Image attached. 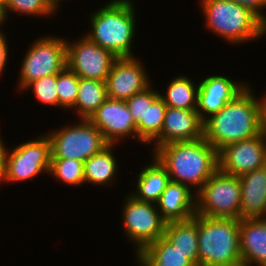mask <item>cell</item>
Segmentation results:
<instances>
[{"label":"cell","instance_id":"d4e9b609","mask_svg":"<svg viewBox=\"0 0 266 266\" xmlns=\"http://www.w3.org/2000/svg\"><path fill=\"white\" fill-rule=\"evenodd\" d=\"M166 110L167 105L160 96L152 103H147L146 122L137 125V141L149 145L160 136Z\"/></svg>","mask_w":266,"mask_h":266},{"label":"cell","instance_id":"52a82bcc","mask_svg":"<svg viewBox=\"0 0 266 266\" xmlns=\"http://www.w3.org/2000/svg\"><path fill=\"white\" fill-rule=\"evenodd\" d=\"M79 121L46 134L51 141V159H76L85 162L109 145L90 120Z\"/></svg>","mask_w":266,"mask_h":266},{"label":"cell","instance_id":"3957f363","mask_svg":"<svg viewBox=\"0 0 266 266\" xmlns=\"http://www.w3.org/2000/svg\"><path fill=\"white\" fill-rule=\"evenodd\" d=\"M132 0H109L89 15L86 36L118 58L135 57L132 43L136 31V13Z\"/></svg>","mask_w":266,"mask_h":266},{"label":"cell","instance_id":"1f68e13d","mask_svg":"<svg viewBox=\"0 0 266 266\" xmlns=\"http://www.w3.org/2000/svg\"><path fill=\"white\" fill-rule=\"evenodd\" d=\"M239 5H242L250 9L266 24V13L263 12L266 9V0H231Z\"/></svg>","mask_w":266,"mask_h":266},{"label":"cell","instance_id":"4316f807","mask_svg":"<svg viewBox=\"0 0 266 266\" xmlns=\"http://www.w3.org/2000/svg\"><path fill=\"white\" fill-rule=\"evenodd\" d=\"M161 266H195L188 258L174 247L164 236L145 248Z\"/></svg>","mask_w":266,"mask_h":266},{"label":"cell","instance_id":"2e32d148","mask_svg":"<svg viewBox=\"0 0 266 266\" xmlns=\"http://www.w3.org/2000/svg\"><path fill=\"white\" fill-rule=\"evenodd\" d=\"M203 137V121L196 110L168 107L160 136L153 142V153L168 143L194 141Z\"/></svg>","mask_w":266,"mask_h":266},{"label":"cell","instance_id":"9a60e30c","mask_svg":"<svg viewBox=\"0 0 266 266\" xmlns=\"http://www.w3.org/2000/svg\"><path fill=\"white\" fill-rule=\"evenodd\" d=\"M199 81L196 111L204 122L211 115L219 112L227 102L240 93L248 83L233 81L228 76L210 75Z\"/></svg>","mask_w":266,"mask_h":266},{"label":"cell","instance_id":"ba28073f","mask_svg":"<svg viewBox=\"0 0 266 266\" xmlns=\"http://www.w3.org/2000/svg\"><path fill=\"white\" fill-rule=\"evenodd\" d=\"M20 65L17 89L20 92L32 81L60 73L66 66V39L44 36L29 44Z\"/></svg>","mask_w":266,"mask_h":266},{"label":"cell","instance_id":"836d02e7","mask_svg":"<svg viewBox=\"0 0 266 266\" xmlns=\"http://www.w3.org/2000/svg\"><path fill=\"white\" fill-rule=\"evenodd\" d=\"M4 34L5 33H0V78L3 75L2 72L4 71L5 66H7L6 64H8V56L10 55L8 54L7 38Z\"/></svg>","mask_w":266,"mask_h":266},{"label":"cell","instance_id":"d590c367","mask_svg":"<svg viewBox=\"0 0 266 266\" xmlns=\"http://www.w3.org/2000/svg\"><path fill=\"white\" fill-rule=\"evenodd\" d=\"M2 140L3 139L0 134V185L3 183L5 177L6 156L8 152V149L5 147V144L3 143Z\"/></svg>","mask_w":266,"mask_h":266},{"label":"cell","instance_id":"7402d4cb","mask_svg":"<svg viewBox=\"0 0 266 266\" xmlns=\"http://www.w3.org/2000/svg\"><path fill=\"white\" fill-rule=\"evenodd\" d=\"M114 144H109L99 153L84 162V182L104 186L115 184L118 160L114 156Z\"/></svg>","mask_w":266,"mask_h":266},{"label":"cell","instance_id":"7a4b0ae2","mask_svg":"<svg viewBox=\"0 0 266 266\" xmlns=\"http://www.w3.org/2000/svg\"><path fill=\"white\" fill-rule=\"evenodd\" d=\"M153 154L166 167L170 180L192 188L194 193L218 169L217 150L204 137L194 141L168 143L160 146Z\"/></svg>","mask_w":266,"mask_h":266},{"label":"cell","instance_id":"5bb4252c","mask_svg":"<svg viewBox=\"0 0 266 266\" xmlns=\"http://www.w3.org/2000/svg\"><path fill=\"white\" fill-rule=\"evenodd\" d=\"M89 120L109 144L116 145L127 136L138 139L137 126L124 100L107 98Z\"/></svg>","mask_w":266,"mask_h":266},{"label":"cell","instance_id":"8992f818","mask_svg":"<svg viewBox=\"0 0 266 266\" xmlns=\"http://www.w3.org/2000/svg\"><path fill=\"white\" fill-rule=\"evenodd\" d=\"M241 183L238 176L217 169L196 193V214L240 219Z\"/></svg>","mask_w":266,"mask_h":266},{"label":"cell","instance_id":"cb8c5ba5","mask_svg":"<svg viewBox=\"0 0 266 266\" xmlns=\"http://www.w3.org/2000/svg\"><path fill=\"white\" fill-rule=\"evenodd\" d=\"M199 84H195L190 77L177 75L171 79L164 94L159 93L168 107L196 110L197 92Z\"/></svg>","mask_w":266,"mask_h":266},{"label":"cell","instance_id":"4dcf8cb0","mask_svg":"<svg viewBox=\"0 0 266 266\" xmlns=\"http://www.w3.org/2000/svg\"><path fill=\"white\" fill-rule=\"evenodd\" d=\"M153 89L150 85L145 90L136 93L126 100L136 126L140 122H146L147 103H152L159 96L158 90Z\"/></svg>","mask_w":266,"mask_h":266},{"label":"cell","instance_id":"5b68a950","mask_svg":"<svg viewBox=\"0 0 266 266\" xmlns=\"http://www.w3.org/2000/svg\"><path fill=\"white\" fill-rule=\"evenodd\" d=\"M240 219L197 215L199 266H228L241 262Z\"/></svg>","mask_w":266,"mask_h":266},{"label":"cell","instance_id":"6da1fadb","mask_svg":"<svg viewBox=\"0 0 266 266\" xmlns=\"http://www.w3.org/2000/svg\"><path fill=\"white\" fill-rule=\"evenodd\" d=\"M248 84L217 113L203 122V137L217 152L228 144L260 134L259 98Z\"/></svg>","mask_w":266,"mask_h":266},{"label":"cell","instance_id":"8fae6325","mask_svg":"<svg viewBox=\"0 0 266 266\" xmlns=\"http://www.w3.org/2000/svg\"><path fill=\"white\" fill-rule=\"evenodd\" d=\"M76 40L70 42L66 38L67 67L79 78L106 82L113 63L118 57L97 45L86 35Z\"/></svg>","mask_w":266,"mask_h":266},{"label":"cell","instance_id":"30bf717a","mask_svg":"<svg viewBox=\"0 0 266 266\" xmlns=\"http://www.w3.org/2000/svg\"><path fill=\"white\" fill-rule=\"evenodd\" d=\"M8 150L3 180L6 184L33 180L42 173L49 175L52 152L51 141L47 135L38 136L11 151L10 148Z\"/></svg>","mask_w":266,"mask_h":266},{"label":"cell","instance_id":"d6986e66","mask_svg":"<svg viewBox=\"0 0 266 266\" xmlns=\"http://www.w3.org/2000/svg\"><path fill=\"white\" fill-rule=\"evenodd\" d=\"M241 260L250 266H266V218L240 219Z\"/></svg>","mask_w":266,"mask_h":266},{"label":"cell","instance_id":"e0dca14e","mask_svg":"<svg viewBox=\"0 0 266 266\" xmlns=\"http://www.w3.org/2000/svg\"><path fill=\"white\" fill-rule=\"evenodd\" d=\"M156 206L166 223L188 220L196 215V193L184 184L170 180Z\"/></svg>","mask_w":266,"mask_h":266},{"label":"cell","instance_id":"d6a6232c","mask_svg":"<svg viewBox=\"0 0 266 266\" xmlns=\"http://www.w3.org/2000/svg\"><path fill=\"white\" fill-rule=\"evenodd\" d=\"M134 253L139 266H161V262H158L145 248Z\"/></svg>","mask_w":266,"mask_h":266},{"label":"cell","instance_id":"ac0fdd59","mask_svg":"<svg viewBox=\"0 0 266 266\" xmlns=\"http://www.w3.org/2000/svg\"><path fill=\"white\" fill-rule=\"evenodd\" d=\"M238 178L241 183L240 219L266 218V165Z\"/></svg>","mask_w":266,"mask_h":266},{"label":"cell","instance_id":"603a6c76","mask_svg":"<svg viewBox=\"0 0 266 266\" xmlns=\"http://www.w3.org/2000/svg\"><path fill=\"white\" fill-rule=\"evenodd\" d=\"M106 82L79 78L78 95L73 109L80 119H90L107 99Z\"/></svg>","mask_w":266,"mask_h":266},{"label":"cell","instance_id":"277c9868","mask_svg":"<svg viewBox=\"0 0 266 266\" xmlns=\"http://www.w3.org/2000/svg\"><path fill=\"white\" fill-rule=\"evenodd\" d=\"M199 3L207 29L234 46L266 35V24L242 5L231 0H200Z\"/></svg>","mask_w":266,"mask_h":266},{"label":"cell","instance_id":"f35d334b","mask_svg":"<svg viewBox=\"0 0 266 266\" xmlns=\"http://www.w3.org/2000/svg\"><path fill=\"white\" fill-rule=\"evenodd\" d=\"M228 266H250V265H248L247 263L241 261V262H239V263H237V264L228 265Z\"/></svg>","mask_w":266,"mask_h":266},{"label":"cell","instance_id":"9c48e42d","mask_svg":"<svg viewBox=\"0 0 266 266\" xmlns=\"http://www.w3.org/2000/svg\"><path fill=\"white\" fill-rule=\"evenodd\" d=\"M123 202L122 225L125 237L132 242L135 252L164 236L166 222L156 204L139 201L130 194Z\"/></svg>","mask_w":266,"mask_h":266},{"label":"cell","instance_id":"f1b7e54d","mask_svg":"<svg viewBox=\"0 0 266 266\" xmlns=\"http://www.w3.org/2000/svg\"><path fill=\"white\" fill-rule=\"evenodd\" d=\"M79 77L67 66L57 74L59 108L71 109L78 95Z\"/></svg>","mask_w":266,"mask_h":266},{"label":"cell","instance_id":"8d00e7d4","mask_svg":"<svg viewBox=\"0 0 266 266\" xmlns=\"http://www.w3.org/2000/svg\"><path fill=\"white\" fill-rule=\"evenodd\" d=\"M7 21L8 18L5 13V5L0 1V30L2 28L1 26ZM0 33H3V31H0Z\"/></svg>","mask_w":266,"mask_h":266},{"label":"cell","instance_id":"7c38bea8","mask_svg":"<svg viewBox=\"0 0 266 266\" xmlns=\"http://www.w3.org/2000/svg\"><path fill=\"white\" fill-rule=\"evenodd\" d=\"M218 169L242 176L266 165V137L261 133L253 138L231 143L217 152Z\"/></svg>","mask_w":266,"mask_h":266},{"label":"cell","instance_id":"ab89813d","mask_svg":"<svg viewBox=\"0 0 266 266\" xmlns=\"http://www.w3.org/2000/svg\"><path fill=\"white\" fill-rule=\"evenodd\" d=\"M0 1L5 5L8 0H0Z\"/></svg>","mask_w":266,"mask_h":266},{"label":"cell","instance_id":"4fadbf2b","mask_svg":"<svg viewBox=\"0 0 266 266\" xmlns=\"http://www.w3.org/2000/svg\"><path fill=\"white\" fill-rule=\"evenodd\" d=\"M144 67L138 57L118 58L107 76V97L126 101L149 87L152 83Z\"/></svg>","mask_w":266,"mask_h":266},{"label":"cell","instance_id":"44dd1931","mask_svg":"<svg viewBox=\"0 0 266 266\" xmlns=\"http://www.w3.org/2000/svg\"><path fill=\"white\" fill-rule=\"evenodd\" d=\"M164 237L199 266L197 214L188 220L166 223Z\"/></svg>","mask_w":266,"mask_h":266},{"label":"cell","instance_id":"74e56055","mask_svg":"<svg viewBox=\"0 0 266 266\" xmlns=\"http://www.w3.org/2000/svg\"><path fill=\"white\" fill-rule=\"evenodd\" d=\"M52 3H53V5L57 8V9H59L60 8V3H62L61 1H63V0H50ZM65 1V0H64ZM59 7V8H58Z\"/></svg>","mask_w":266,"mask_h":266},{"label":"cell","instance_id":"83f0119b","mask_svg":"<svg viewBox=\"0 0 266 266\" xmlns=\"http://www.w3.org/2000/svg\"><path fill=\"white\" fill-rule=\"evenodd\" d=\"M10 12L21 14L24 16H44L51 17V15L57 12V8L50 0H8L5 4L6 16H9Z\"/></svg>","mask_w":266,"mask_h":266},{"label":"cell","instance_id":"e575fe53","mask_svg":"<svg viewBox=\"0 0 266 266\" xmlns=\"http://www.w3.org/2000/svg\"><path fill=\"white\" fill-rule=\"evenodd\" d=\"M259 120L260 133L266 137V95L259 98Z\"/></svg>","mask_w":266,"mask_h":266},{"label":"cell","instance_id":"ffe728a7","mask_svg":"<svg viewBox=\"0 0 266 266\" xmlns=\"http://www.w3.org/2000/svg\"><path fill=\"white\" fill-rule=\"evenodd\" d=\"M152 163L141 168L136 189L130 192L135 199L156 204L165 190L170 177L166 167L153 154Z\"/></svg>","mask_w":266,"mask_h":266},{"label":"cell","instance_id":"f546056e","mask_svg":"<svg viewBox=\"0 0 266 266\" xmlns=\"http://www.w3.org/2000/svg\"><path fill=\"white\" fill-rule=\"evenodd\" d=\"M56 85L57 74H52L30 82L23 91L32 90L37 100L41 103L59 107Z\"/></svg>","mask_w":266,"mask_h":266},{"label":"cell","instance_id":"484cf974","mask_svg":"<svg viewBox=\"0 0 266 266\" xmlns=\"http://www.w3.org/2000/svg\"><path fill=\"white\" fill-rule=\"evenodd\" d=\"M49 175L65 185L83 186L84 162L76 159H51Z\"/></svg>","mask_w":266,"mask_h":266}]
</instances>
